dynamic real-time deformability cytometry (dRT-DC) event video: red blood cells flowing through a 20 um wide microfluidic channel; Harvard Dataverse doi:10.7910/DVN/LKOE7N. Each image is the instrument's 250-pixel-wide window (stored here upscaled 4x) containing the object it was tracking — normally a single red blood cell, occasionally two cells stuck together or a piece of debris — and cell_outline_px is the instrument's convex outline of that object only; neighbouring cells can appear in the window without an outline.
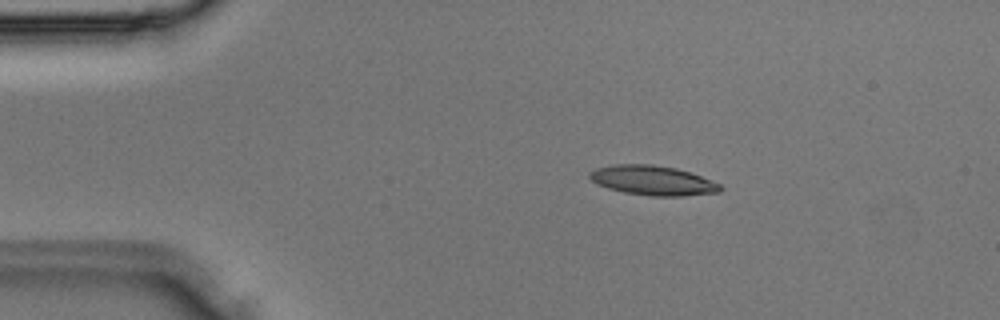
{"species": "Egyptian fruit bat (a non-hibernating species)", "species_latin": "Rousettus aegyptiacus", "temperature_condition": "room temperature", "stored_images_in_passage": 1, "camera_frame_rate_fps": 3000, "um_per_image_px": 0.085, "animal": {"sex": "male"}, "frame": {"image": 1, "passage_image": 1, "time_ms": 0.0, "image_size_px": [1000, 320], "cell_outline_px": [[724, 188], [720, 192], [684, 196], [652, 196], [624, 192], [608, 188], [596, 184], [588, 176], [588, 172], [596, 168], [616, 164], [652, 164], [676, 168], [700, 176], [720, 184]], "centroid_in_image_um": [55.47, 15.34], "position_along_channel_um": 29.5, "area_um2": 22.54}}